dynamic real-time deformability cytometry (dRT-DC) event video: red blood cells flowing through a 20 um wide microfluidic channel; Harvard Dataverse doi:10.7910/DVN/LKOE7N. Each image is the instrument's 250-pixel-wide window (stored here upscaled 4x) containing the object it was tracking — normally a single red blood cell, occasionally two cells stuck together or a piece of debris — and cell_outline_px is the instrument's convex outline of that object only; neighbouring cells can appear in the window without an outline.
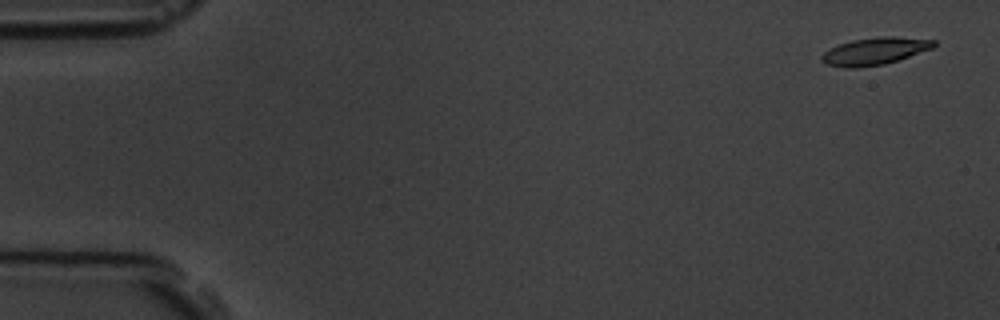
{"species": "common noctule bat (a hibernating species)", "species_latin": "Nyctalus noctula", "temperature_condition": "room temperature", "stored_images_in_passage": 5, "camera_frame_rate_fps": 3000, "um_per_image_px": 0.085, "animal": {"sex": "male", "body_mass_g": 19.5, "forearm_length_mm": 54.6}, "frame": {"image": 1, "passage_image": 1, "time_ms": 0.0, "image_size_px": [1000, 320], "cell_outline_px": [[936, 44], [932, 48], [884, 64], [856, 68], [844, 68], [824, 64], [820, 60], [820, 56], [824, 52], [840, 44], [852, 40], [884, 36], [892, 36], [936, 40]], "centroid_in_image_um": [74.31, 4.35], "position_along_channel_um": 10.7, "area_um2": 17.63}}
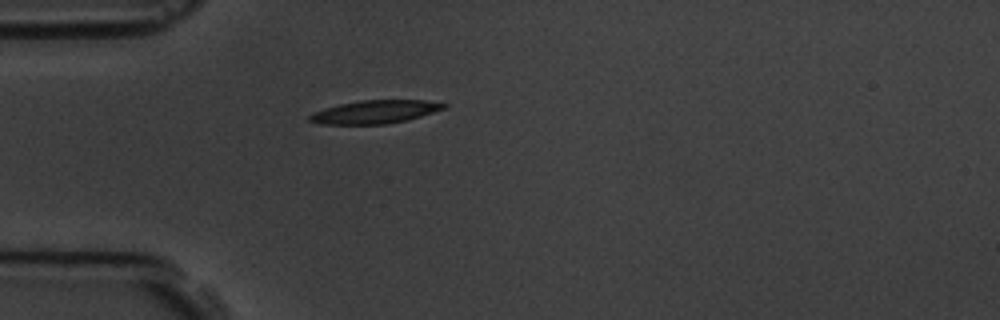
{"frame": {"image": 2, "passage_image": 5, "time_ms": 4.667, "image_size_px": [1000, 320], "cell_outline_px": [[448, 104], [444, 108], [408, 120], [384, 124], [320, 124], [308, 120], [308, 116], [312, 112], [324, 108], [340, 104], [360, 100], [424, 100]], "centroid_in_image_um": [31.82, 9.51], "position_along_channel_um": 53.2, "area_um2": 18.03}}